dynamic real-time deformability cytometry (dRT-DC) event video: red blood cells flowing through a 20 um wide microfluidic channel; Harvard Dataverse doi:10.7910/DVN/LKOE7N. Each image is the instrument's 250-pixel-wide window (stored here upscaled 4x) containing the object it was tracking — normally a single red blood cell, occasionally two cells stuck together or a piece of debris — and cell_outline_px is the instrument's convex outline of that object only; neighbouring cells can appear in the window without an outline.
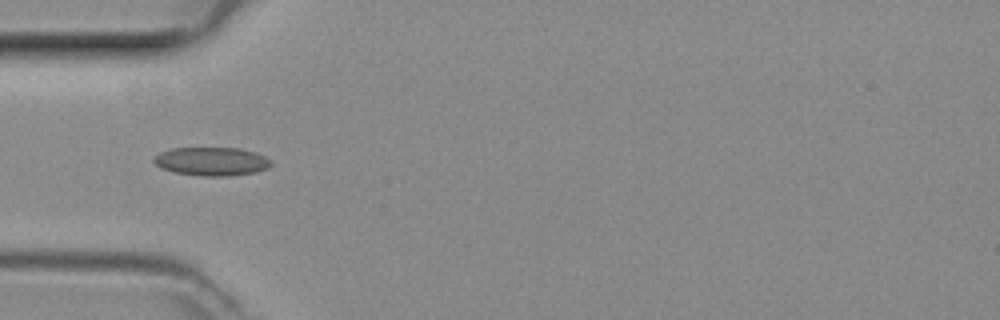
{"species": "common noctule bat (a hibernating species)", "species_latin": "Nyctalus noctula", "temperature_condition": "room temperature", "stored_images_in_passage": 47, "camera_frame_rate_fps": 3000, "um_per_image_px": 0.085, "animal": {"sex": "female", "body_mass_g": 29.2, "forearm_length_mm": 56.3}, "frame": {"image": 1, "passage_image": 14, "time_ms": 4.333, "image_size_px": [1000, 320], "cell_outline_px": [[272, 164], [268, 168], [256, 172], [228, 176], [200, 176], [172, 172], [160, 168], [152, 160], [160, 152], [172, 148], [240, 148], [256, 152], [272, 160]], "centroid_in_image_um": [18.0, 13.72], "position_along_channel_um": 67.0, "area_um2": 19.65}}
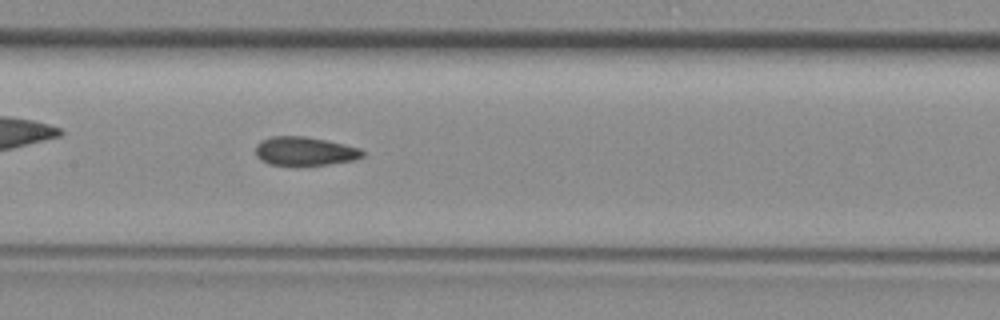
{"frame": {"image": 2, "passage_image": 22, "time_ms": 7.0, "image_size_px": [1000, 320], "cell_outline_px": [[364, 156], [356, 160], [328, 164], [296, 168], [268, 164], [260, 160], [256, 156], [256, 144], [272, 136], [304, 136], [344, 144], [360, 148], [364, 152]], "centroid_in_image_um": [25.89, 12.9], "position_along_channel_um": 181.5, "area_um2": 18.5}}
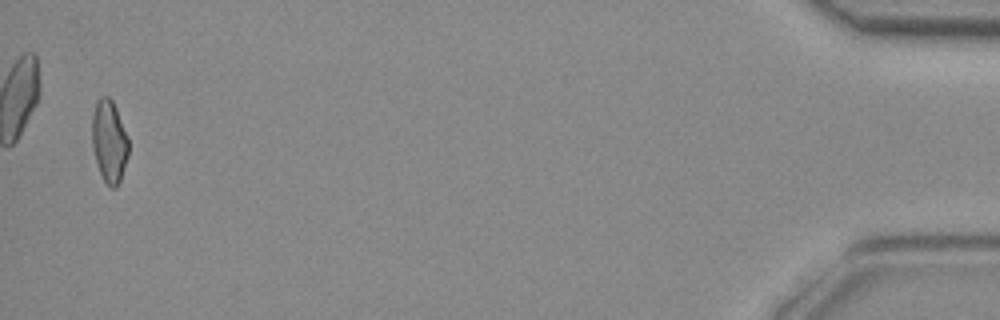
{"frame": {"image": 3, "passage_image": 46, "time_ms": 15.0, "image_size_px": [1000, 320], "cell_outline_px": [[128, 156], [120, 180], [116, 188], [112, 188], [104, 180], [100, 172], [92, 148], [92, 116], [96, 100], [100, 96], [108, 96], [112, 100], [116, 108], [128, 140]], "centroid_in_image_um": [9.26, 11.99], "position_along_channel_um": 425.9, "area_um2": 17.34}}